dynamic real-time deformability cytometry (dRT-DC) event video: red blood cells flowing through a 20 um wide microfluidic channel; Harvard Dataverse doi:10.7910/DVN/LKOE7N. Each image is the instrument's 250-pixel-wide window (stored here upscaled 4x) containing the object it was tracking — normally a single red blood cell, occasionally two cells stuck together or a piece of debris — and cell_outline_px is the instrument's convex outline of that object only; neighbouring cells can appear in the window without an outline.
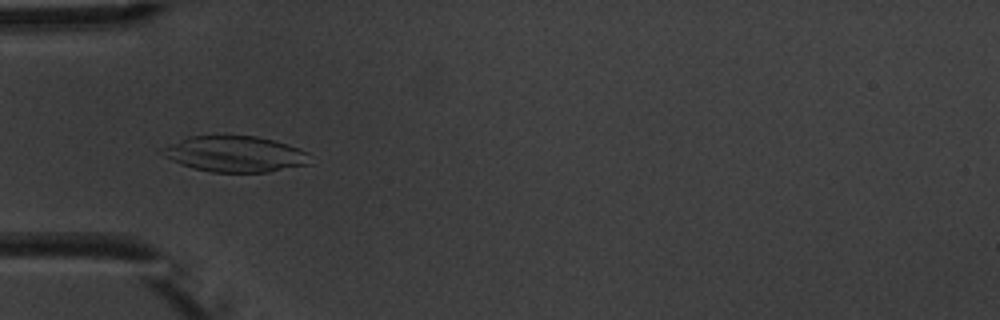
{"species": "common noctule bat (a hibernating species)", "species_latin": "Nyctalus noctula", "temperature_condition": "warm", "stored_images_in_passage": 7, "camera_frame_rate_fps": 3000, "um_per_image_px": 0.085, "animal": {"sex": "male", "body_mass_g": 20.1, "forearm_length_mm": 53.5}, "frame": {"image": 1, "passage_image": 5, "time_ms": 4.667, "image_size_px": [1000, 320], "cell_outline_px": [[312, 164], [268, 172], [212, 172], [192, 168], [180, 164], [164, 156], [160, 148], [168, 144], [188, 136], [256, 136], [288, 144], [300, 148], [308, 152]], "centroid_in_image_um": [20.0, 13.1], "position_along_channel_um": 65.0, "area_um2": 31.1}}
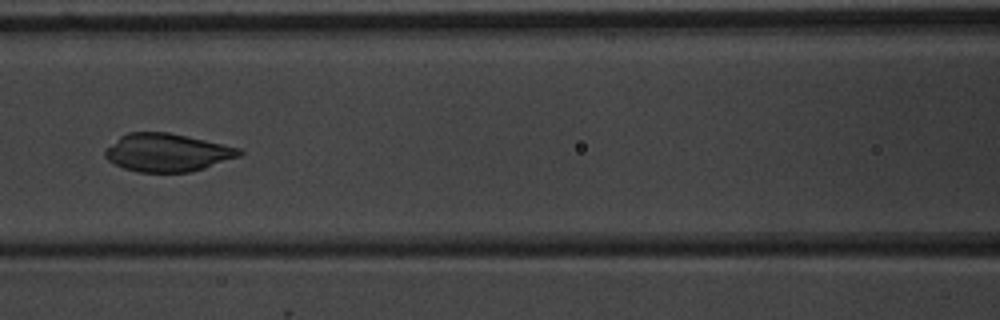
{"frame": {"image": 2, "passage_image": 7, "time_ms": 7.0, "image_size_px": [1000, 320], "cell_outline_px": [[244, 152], [240, 156], [204, 168], [188, 172], [140, 172], [124, 168], [108, 160], [104, 156], [104, 152], [120, 136], [128, 132], [168, 132], [240, 148]], "centroid_in_image_um": [14.22, 12.97], "position_along_channel_um": 152.4, "area_um2": 29.36}}